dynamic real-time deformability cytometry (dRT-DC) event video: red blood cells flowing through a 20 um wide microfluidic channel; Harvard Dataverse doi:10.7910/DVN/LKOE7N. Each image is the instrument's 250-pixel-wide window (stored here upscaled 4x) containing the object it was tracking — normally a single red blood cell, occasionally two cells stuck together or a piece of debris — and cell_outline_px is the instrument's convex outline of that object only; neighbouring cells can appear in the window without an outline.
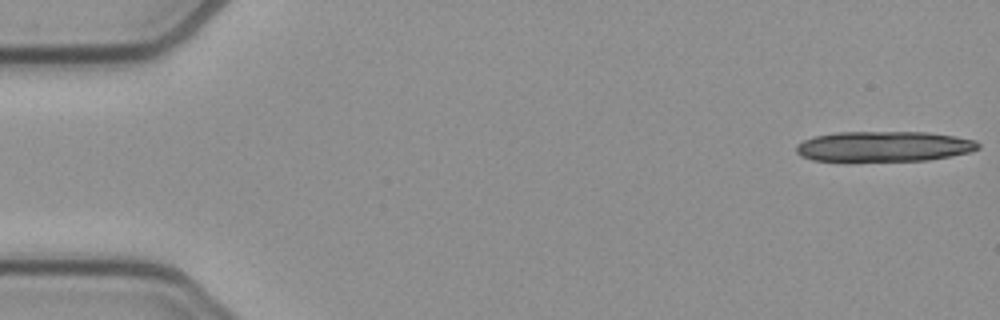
{"species": "common noctule bat (a hibernating species)", "species_latin": "Nyctalus noctula", "temperature_condition": "cold", "stored_images_in_passage": 18, "camera_frame_rate_fps": 3000, "um_per_image_px": 0.085, "animal": {"sex": "female", "body_mass_g": 21.9}, "frame": {"image": 1, "passage_image": 1, "time_ms": 0.0, "image_size_px": [1000, 320], "cell_outline_px": [[980, 148], [968, 152], [928, 160], [812, 160], [800, 156], [796, 152], [796, 144], [804, 140], [816, 136], [836, 132], [928, 132], [956, 136], [976, 140], [980, 144]], "centroid_in_image_um": [75.14, 12.43], "position_along_channel_um": 9.9, "area_um2": 31.91}}